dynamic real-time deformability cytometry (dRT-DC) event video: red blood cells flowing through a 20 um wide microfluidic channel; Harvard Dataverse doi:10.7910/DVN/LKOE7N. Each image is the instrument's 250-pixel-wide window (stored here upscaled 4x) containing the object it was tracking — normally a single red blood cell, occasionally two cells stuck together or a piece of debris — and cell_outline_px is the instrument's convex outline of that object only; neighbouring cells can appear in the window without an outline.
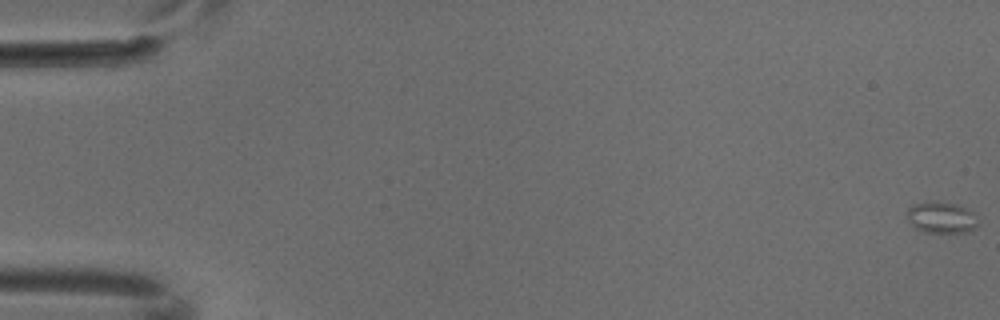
{"species": "common noctule bat (a hibernating species)", "species_latin": "Nyctalus noctula", "temperature_condition": "cold", "stored_images_in_passage": 6, "camera_frame_rate_fps": 3000, "um_per_image_px": 0.085, "animal": {"sex": "male", "body_mass_g": 18.8}, "frame": {"image": 1, "passage_image": 1, "time_ms": 0.0, "image_size_px": [1000, 320], "cell_outline_px": [[980, 224], [976, 228], [964, 232], [924, 232], [916, 228], [908, 220], [908, 208], [912, 204], [936, 200], [956, 204], [972, 212]], "centroid_in_image_um": [80.02, 18.47], "position_along_channel_um": 5.0, "area_um2": 12.95}}